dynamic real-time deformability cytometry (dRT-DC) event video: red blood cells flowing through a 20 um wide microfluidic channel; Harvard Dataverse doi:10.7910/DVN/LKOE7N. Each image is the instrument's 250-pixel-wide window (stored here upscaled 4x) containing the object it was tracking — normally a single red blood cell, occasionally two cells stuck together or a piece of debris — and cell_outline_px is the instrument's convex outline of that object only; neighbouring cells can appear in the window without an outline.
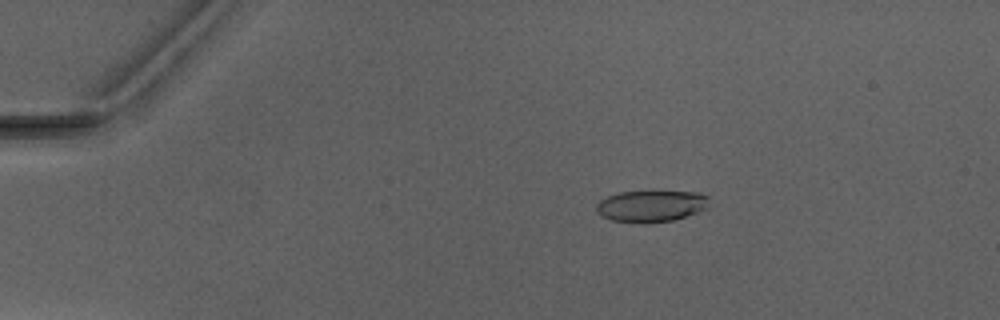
{"species": "Egyptian fruit bat (a non-hibernating species)", "species_latin": "Rousettus aegyptiacus", "temperature_condition": "warm", "stored_images_in_passage": 5, "camera_frame_rate_fps": 3000, "um_per_image_px": 0.085, "animal": {"sex": "male"}, "frame": {"image": 1, "passage_image": 3, "time_ms": 2.333, "image_size_px": [1000, 320], "cell_outline_px": [[708, 208], [672, 220], [648, 224], [640, 224], [612, 220], [596, 212], [596, 204], [600, 200], [608, 196], [620, 192], [700, 192], [708, 196]], "centroid_in_image_um": [55.33, 17.53], "position_along_channel_um": 29.7, "area_um2": 20.69}}